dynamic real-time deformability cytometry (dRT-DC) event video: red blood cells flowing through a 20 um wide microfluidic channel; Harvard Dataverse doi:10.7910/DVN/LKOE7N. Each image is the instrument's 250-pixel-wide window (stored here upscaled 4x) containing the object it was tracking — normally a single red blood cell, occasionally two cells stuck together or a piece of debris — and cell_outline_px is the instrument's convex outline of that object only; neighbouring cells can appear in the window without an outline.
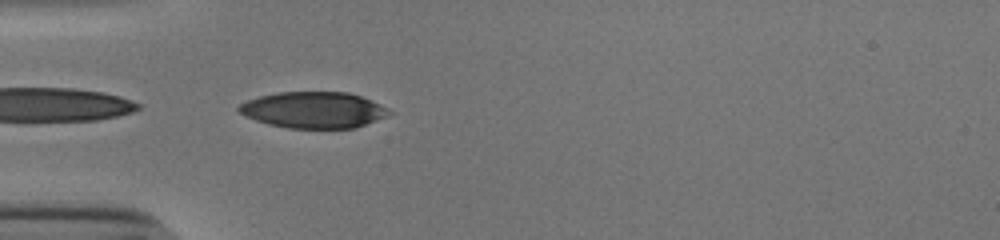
{"species": "human", "species_latin": "Homo sapiens", "temperature_condition": "cold", "stored_images_in_passage": 33, "camera_frame_rate_fps": 3000, "um_per_image_px": 0.085, "donor": {"sex": "male"}, "frame": {"image": 1, "passage_image": 1, "time_ms": 0.0, "image_size_px": [1000, 240], "cell_outline_px": [[392, 112], [376, 120], [356, 128], [288, 128], [268, 124], [256, 120], [240, 112], [236, 108], [240, 104], [248, 100], [260, 96], [280, 92], [348, 92], [360, 96]], "centroid_in_image_um": [26.6, 9.35], "position_along_channel_um": 58.4, "area_um2": 31.15}}
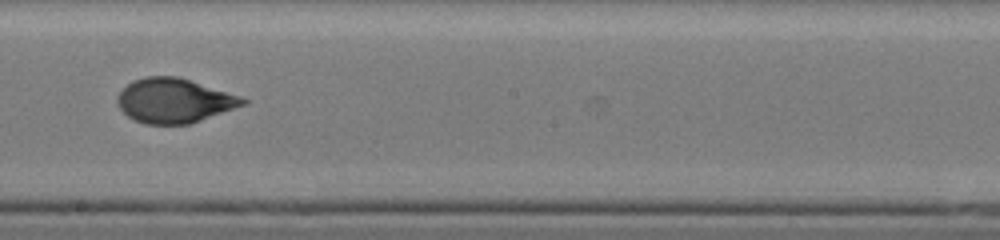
{"frame": {"image": 2, "passage_image": 15, "time_ms": 4.667, "image_size_px": [1000, 240], "cell_outline_px": [[248, 104], [188, 124], [144, 124], [132, 120], [120, 108], [116, 100], [120, 92], [132, 80], [144, 76], [176, 76], [240, 96], [248, 100]], "centroid_in_image_um": [14.79, 8.56], "position_along_channel_um": 233.4, "area_um2": 32.31}}
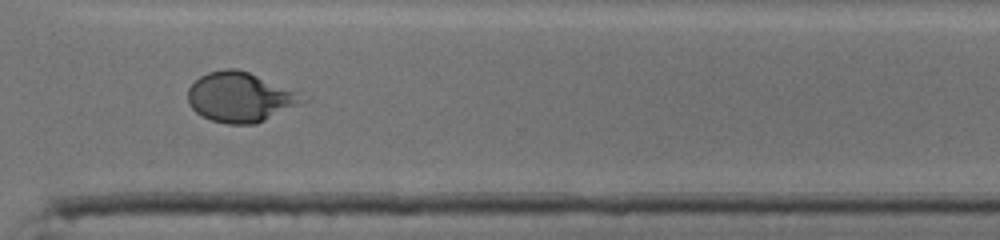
{"frame": {"image": 3, "passage_image": 24, "time_ms": 7.667, "image_size_px": [1000, 240], "cell_outline_px": [[312, 100], [256, 124], [228, 124], [212, 120], [196, 112], [188, 104], [188, 88], [200, 76], [208, 72], [224, 68], [236, 68], [248, 72], [300, 92]], "centroid_in_image_um": [20.48, 8.26], "position_along_channel_um": 350.1, "area_um2": 33.58}, "authors_computed_cell_mechanics": {"area_um2": 32.3102, "velocity_mm_per_s": 3.886, "shape_relaxation_time_tau1_ms": 6.5232, "shape_relaxation_time_tau2_ms": 0.7466, "deformation_change_tau1": 0.2354, "deformation_change_tau2": 0.0584}}